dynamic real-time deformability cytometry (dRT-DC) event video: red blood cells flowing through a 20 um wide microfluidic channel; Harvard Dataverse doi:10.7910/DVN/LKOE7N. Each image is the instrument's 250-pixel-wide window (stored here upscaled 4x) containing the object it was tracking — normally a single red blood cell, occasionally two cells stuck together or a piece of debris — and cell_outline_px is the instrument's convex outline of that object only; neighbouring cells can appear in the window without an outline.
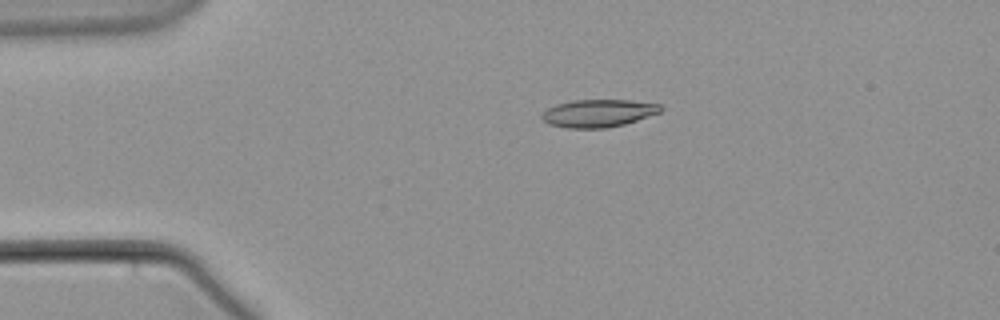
{"species": "common noctule bat (a hibernating species)", "species_latin": "Nyctalus noctula", "temperature_condition": "warm", "stored_images_in_passage": 49, "camera_frame_rate_fps": 3000, "um_per_image_px": 0.085, "animal": {"sex": "male", "body_mass_g": 21.5, "forearm_length_mm": 52.0}, "frame": {"image": 1, "passage_image": 3, "time_ms": 0.667, "image_size_px": [1000, 320], "cell_outline_px": [[664, 108], [660, 112], [624, 124], [608, 128], [568, 128], [548, 124], [540, 116], [548, 108], [556, 104], [572, 100], [632, 100], [660, 104]], "centroid_in_image_um": [50.86, 9.62], "position_along_channel_um": 34.1, "area_um2": 19.13}}
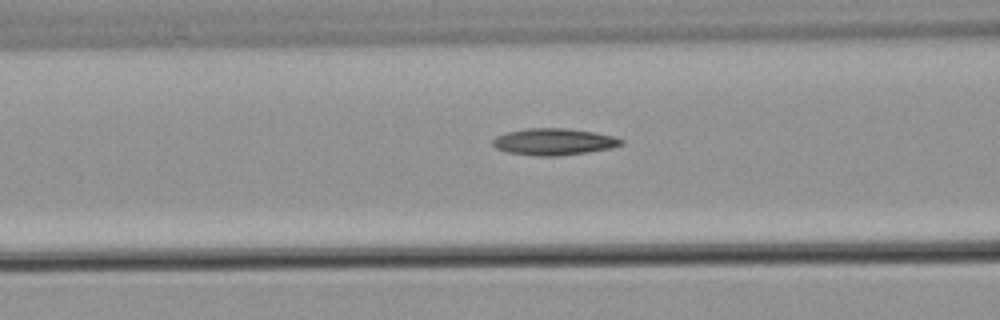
{"frame": {"image": 2, "passage_image": 14, "time_ms": 4.333, "image_size_px": [1000, 320], "cell_outline_px": [[624, 144], [612, 148], [588, 152], [556, 156], [536, 156], [508, 152], [496, 148], [492, 144], [492, 140], [496, 136], [508, 132], [528, 128], [564, 128], [592, 132], [612, 136], [624, 140]], "centroid_in_image_um": [47.08, 12.05], "position_along_channel_um": 119.5, "area_um2": 19.88}}
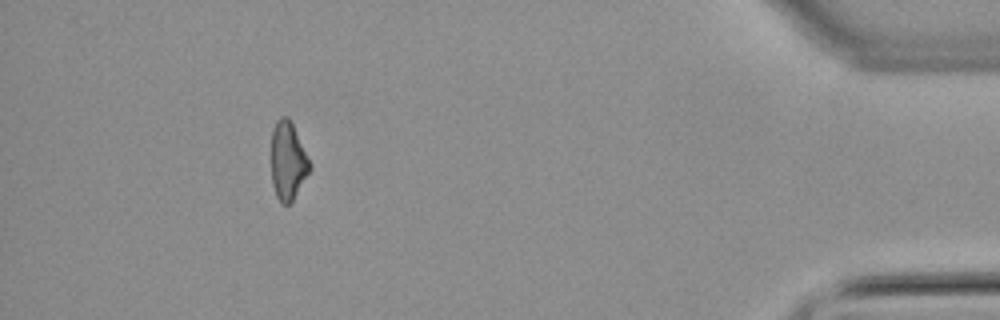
{"frame": {"image": 3, "passage_image": 44, "time_ms": 14.333, "image_size_px": [1000, 320], "cell_outline_px": [[312, 168], [292, 200], [288, 204], [280, 204], [276, 196], [272, 184], [272, 128], [276, 120], [280, 116], [288, 116], [312, 164]], "centroid_in_image_um": [24.47, 13.67], "position_along_channel_um": 410.7, "area_um2": 17.51}}